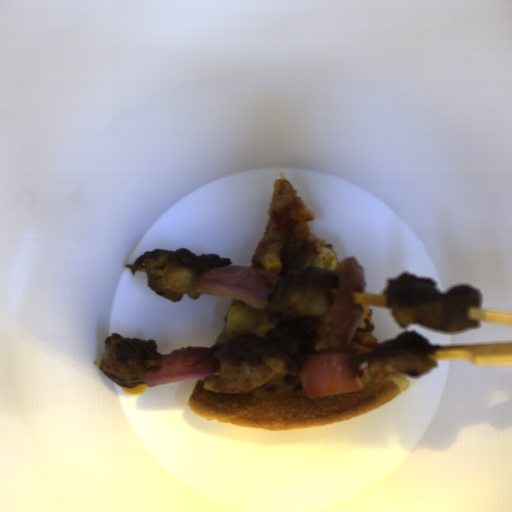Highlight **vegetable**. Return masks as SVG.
<instances>
[{
  "label": "vegetable",
  "mask_w": 512,
  "mask_h": 512,
  "mask_svg": "<svg viewBox=\"0 0 512 512\" xmlns=\"http://www.w3.org/2000/svg\"><path fill=\"white\" fill-rule=\"evenodd\" d=\"M210 349L205 347H179L169 355L160 357L158 368L147 372L146 386L154 387L193 378H207L220 375L218 364L207 363Z\"/></svg>",
  "instance_id": "vegetable-3"
},
{
  "label": "vegetable",
  "mask_w": 512,
  "mask_h": 512,
  "mask_svg": "<svg viewBox=\"0 0 512 512\" xmlns=\"http://www.w3.org/2000/svg\"><path fill=\"white\" fill-rule=\"evenodd\" d=\"M279 279L265 269L224 265L198 274L193 281L196 293L243 301L259 311L267 309Z\"/></svg>",
  "instance_id": "vegetable-2"
},
{
  "label": "vegetable",
  "mask_w": 512,
  "mask_h": 512,
  "mask_svg": "<svg viewBox=\"0 0 512 512\" xmlns=\"http://www.w3.org/2000/svg\"><path fill=\"white\" fill-rule=\"evenodd\" d=\"M337 293L322 322L329 347L307 356L300 378L309 399L354 394L363 389L360 377L351 369L348 347L363 313L355 295L365 291L367 280L359 257L348 256L336 267Z\"/></svg>",
  "instance_id": "vegetable-1"
}]
</instances>
